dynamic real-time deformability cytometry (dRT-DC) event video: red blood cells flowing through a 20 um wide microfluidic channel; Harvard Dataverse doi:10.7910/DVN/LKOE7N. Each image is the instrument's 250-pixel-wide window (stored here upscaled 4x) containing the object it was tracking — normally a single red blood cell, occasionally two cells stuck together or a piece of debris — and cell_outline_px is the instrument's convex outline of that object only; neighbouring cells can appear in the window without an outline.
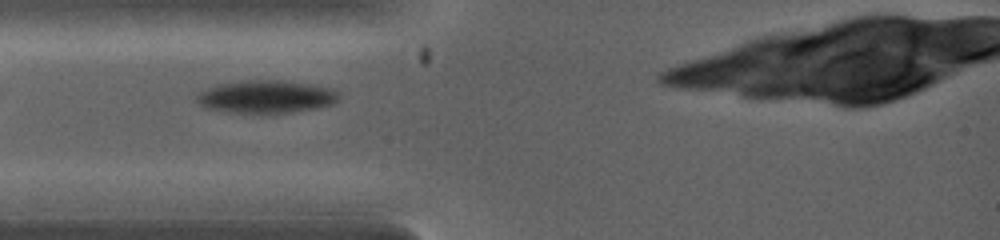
{"species": "common noctule bat (a hibernating species)", "species_latin": "Nyctalus noctula", "temperature_condition": "warm", "stored_images_in_passage": 6, "segment_of_instrument_passage": [1, 2], "camera_frame_rate_fps": 5000, "um_per_image_px": 0.085, "animal": {"sex": "female", "body_mass_g": 19.0, "forearm_length_mm": 53.3}, "frame": {"image": 1, "passage_image": 1, "time_ms": 0.0, "image_size_px": [1000, 240], "cell_outline_px": [[340, 96], [332, 104], [316, 108], [288, 112], [228, 112], [208, 108], [200, 104], [196, 100], [196, 96], [200, 92], [216, 84], [240, 80], [276, 80], [308, 84], [332, 88]], "centroid_in_image_um": [22.59, 8.2], "position_along_channel_um": 62.4, "area_um2": 26.7}}
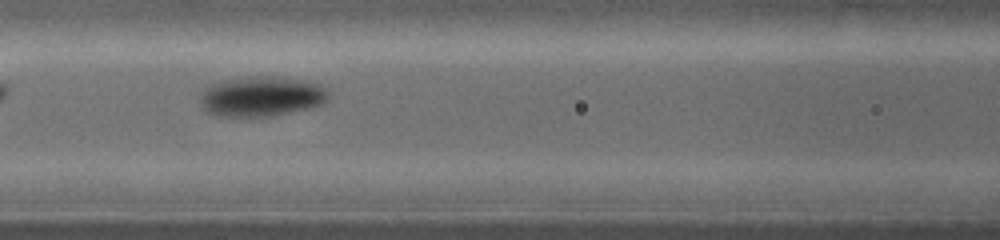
{"frame": {"image": 2, "passage_image": 4, "time_ms": 1.4, "image_size_px": [1000, 240], "cell_outline_px": [[328, 100], [320, 104], [308, 108], [272, 116], [216, 116], [208, 112], [200, 104], [200, 96], [204, 88], [212, 84], [224, 80], [248, 76], [280, 76], [308, 80], [320, 84], [328, 92]], "centroid_in_image_um": [22.22, 8.17], "position_along_channel_um": 144.4, "area_um2": 30.17}}
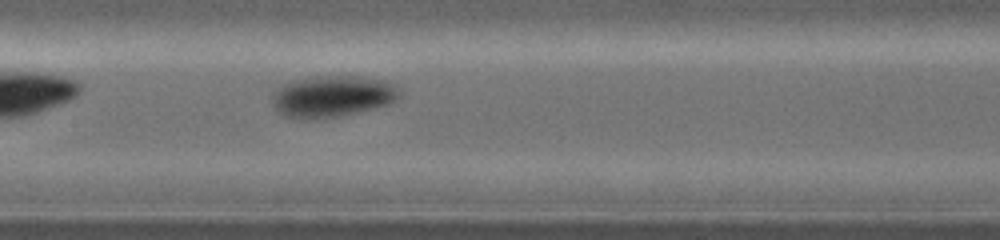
{"frame": {"image": 3, "passage_image": 5, "time_ms": 2.0, "image_size_px": [1000, 240], "cell_outline_px": [[400, 96], [388, 104], [340, 116], [304, 120], [284, 116], [276, 112], [272, 104], [272, 96], [284, 84], [292, 80], [316, 76], [360, 76], [388, 80], [396, 84], [400, 92]], "centroid_in_image_um": [28.25, 8.18], "position_along_channel_um": 179.2, "area_um2": 30.98}}